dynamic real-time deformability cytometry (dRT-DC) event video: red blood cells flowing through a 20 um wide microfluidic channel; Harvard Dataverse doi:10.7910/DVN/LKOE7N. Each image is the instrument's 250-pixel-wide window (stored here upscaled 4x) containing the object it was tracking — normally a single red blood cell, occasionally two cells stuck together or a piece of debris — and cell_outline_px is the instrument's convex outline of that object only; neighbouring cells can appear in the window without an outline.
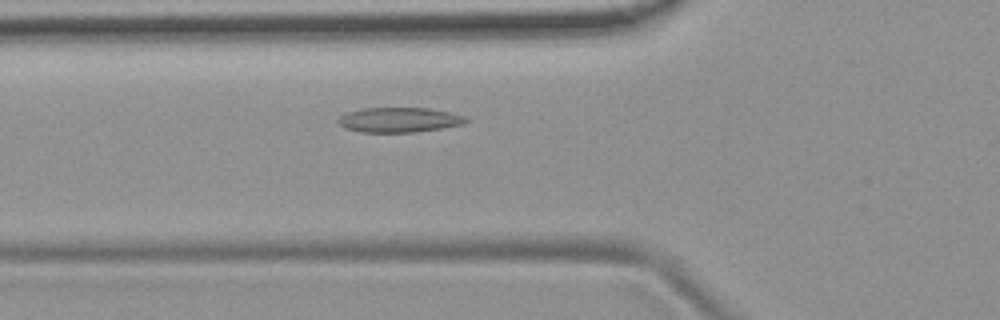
{"species": "common noctule bat (a hibernating species)", "species_latin": "Nyctalus noctula", "temperature_condition": "room temperature", "stored_images_in_passage": 47, "camera_frame_rate_fps": 3000, "um_per_image_px": 0.085, "animal": {"sex": "female", "body_mass_g": 19.9}, "frame": {"image": 1, "passage_image": 13, "time_ms": 4.0, "image_size_px": [1000, 320], "cell_outline_px": [[468, 120], [464, 124], [444, 128], [416, 132], [360, 132], [344, 128], [336, 120], [344, 112], [360, 108], [428, 108], [448, 112], [464, 116]], "centroid_in_image_um": [33.88, 10.19], "position_along_channel_um": 91.9, "area_um2": 18.67}}
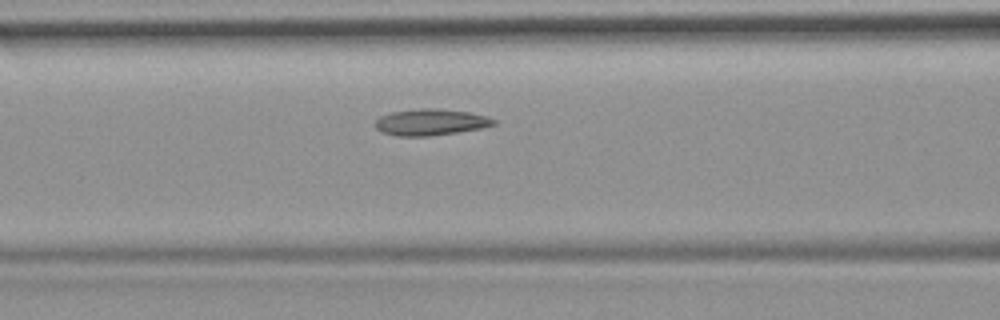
{"frame": {"image": 2, "passage_image": 16, "time_ms": 5.0, "image_size_px": [1000, 320], "cell_outline_px": [[496, 124], [480, 128], [456, 132], [428, 136], [400, 136], [380, 132], [376, 128], [376, 120], [380, 116], [392, 112], [420, 108], [436, 108], [468, 112], [484, 116], [496, 120]], "centroid_in_image_um": [36.57, 10.38], "position_along_channel_um": 130.0, "area_um2": 17.98}}
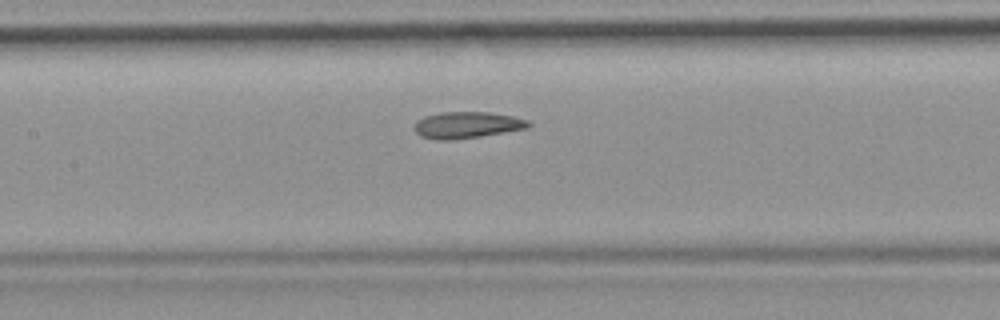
{"frame": {"image": 3, "passage_image": 19, "time_ms": 6.0, "image_size_px": [1000, 320], "cell_outline_px": [[532, 124], [528, 128], [480, 136], [448, 140], [436, 140], [420, 136], [412, 128], [416, 120], [424, 116], [440, 112], [492, 112], [512, 116], [528, 120]], "centroid_in_image_um": [39.65, 10.62], "position_along_channel_um": 167.7, "area_um2": 17.74}, "authors_computed_cell_mechanics": {"area_um2": 18.207, "velocity_mm_per_s": 3.7775, "shape_relaxation_time_tau1_ms": null, "shape_relaxation_time_tau2_ms": 3.1101, "deformation_change_tau1": null, "deformation_change_tau2": 0.0951}}